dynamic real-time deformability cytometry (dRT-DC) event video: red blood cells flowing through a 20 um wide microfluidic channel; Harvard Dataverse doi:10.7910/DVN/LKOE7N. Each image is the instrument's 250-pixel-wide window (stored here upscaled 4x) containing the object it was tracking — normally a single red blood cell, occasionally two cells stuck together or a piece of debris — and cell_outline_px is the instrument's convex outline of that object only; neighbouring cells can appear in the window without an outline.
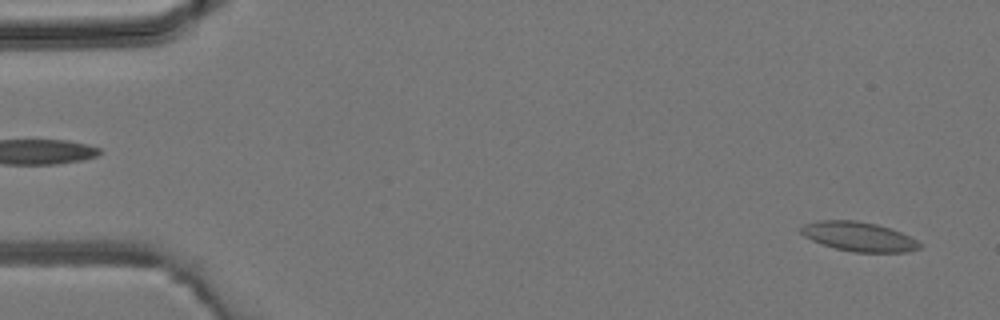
{"species": "common noctule bat (a hibernating species)", "species_latin": "Nyctalus noctula", "temperature_condition": "room temperature", "stored_images_in_passage": 47, "camera_frame_rate_fps": 3000, "um_per_image_px": 0.085, "animal": {"sex": "male", "body_mass_g": 19.2, "forearm_length_mm": 51.8}, "frame": {"image": 1, "passage_image": 2, "time_ms": 0.333, "image_size_px": [1000, 320], "cell_outline_px": [[920, 248], [908, 252], [852, 252], [836, 248], [812, 240], [804, 236], [800, 232], [800, 228], [804, 224], [816, 220], [856, 220], [876, 224], [900, 232], [916, 240], [920, 244]], "centroid_in_image_um": [72.96, 20.1], "position_along_channel_um": 12.0, "area_um2": 20.11}}
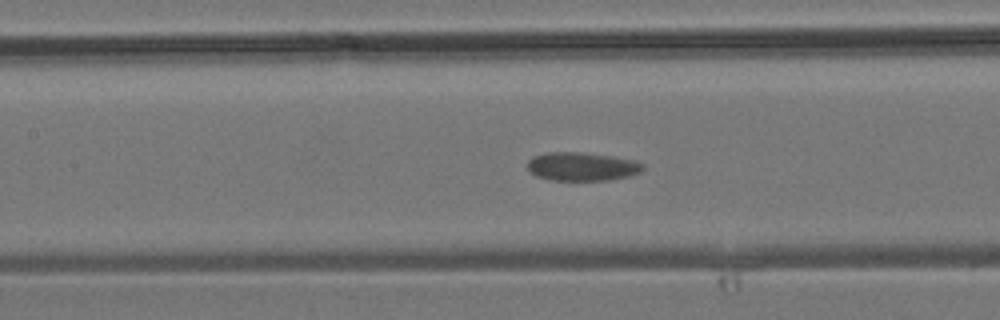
{"frame": {"image": 2, "passage_image": 21, "time_ms": 6.667, "image_size_px": [1000, 320], "cell_outline_px": [[644, 168], [640, 172], [628, 176], [608, 180], [552, 180], [536, 176], [528, 172], [528, 160], [532, 156], [544, 152], [580, 152], [612, 156], [636, 160], [644, 164]], "centroid_in_image_um": [49.44, 14.14], "position_along_channel_um": 158.0, "area_um2": 19.36}}
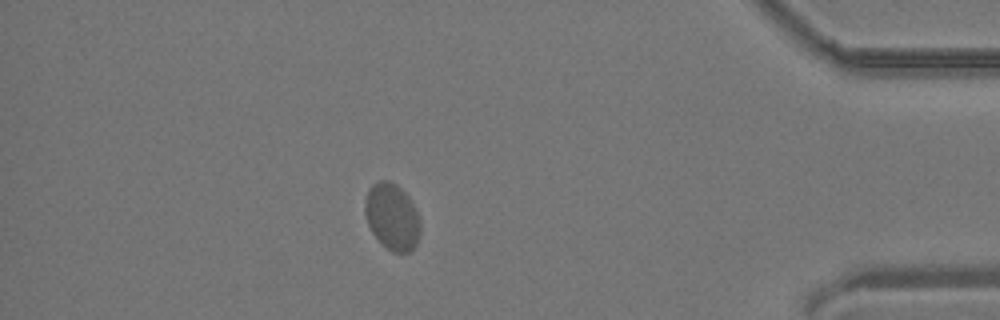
{"frame": {"image": 3, "passage_image": 41, "time_ms": 13.333, "image_size_px": [1000, 320], "cell_outline_px": [[420, 236], [416, 244], [408, 252], [392, 252], [372, 232], [368, 224], [364, 212], [364, 200], [368, 188], [372, 184], [380, 180], [388, 180], [396, 184], [408, 196], [416, 212], [420, 224]], "centroid_in_image_um": [33.3, 18.39], "position_along_channel_um": 401.9, "area_um2": 21.27}}